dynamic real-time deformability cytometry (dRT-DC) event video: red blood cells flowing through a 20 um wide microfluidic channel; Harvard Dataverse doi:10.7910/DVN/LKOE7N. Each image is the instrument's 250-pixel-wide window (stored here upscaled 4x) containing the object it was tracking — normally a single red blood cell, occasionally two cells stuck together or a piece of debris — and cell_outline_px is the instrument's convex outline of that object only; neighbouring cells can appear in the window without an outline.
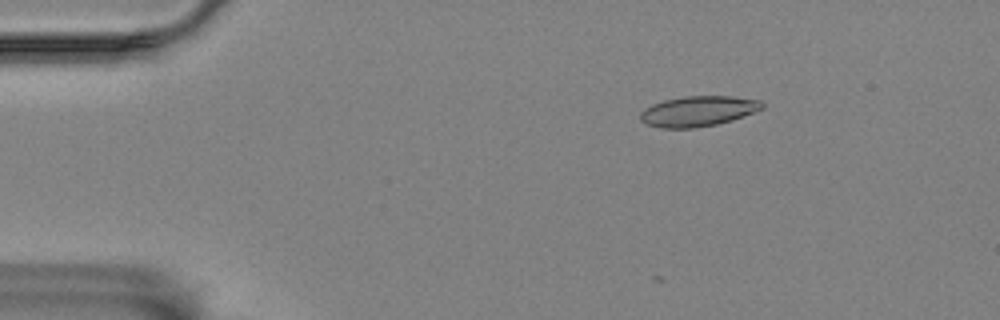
{"species": "Egyptian fruit bat (a non-hibernating species)", "species_latin": "Rousettus aegyptiacus", "temperature_condition": "room temperature", "stored_images_in_passage": 50, "camera_frame_rate_fps": 3000, "um_per_image_px": 0.085, "animal": {"sex": "female"}, "frame": {"image": 1, "passage_image": 1, "time_ms": 0.0, "image_size_px": [1000, 320], "cell_outline_px": [[764, 108], [732, 120], [716, 124], [692, 128], [664, 128], [648, 124], [640, 120], [640, 112], [644, 108], [652, 104], [664, 100], [684, 96], [732, 96], [760, 100], [764, 104]], "centroid_in_image_um": [59.33, 9.44], "position_along_channel_um": 25.7, "area_um2": 21.44}}
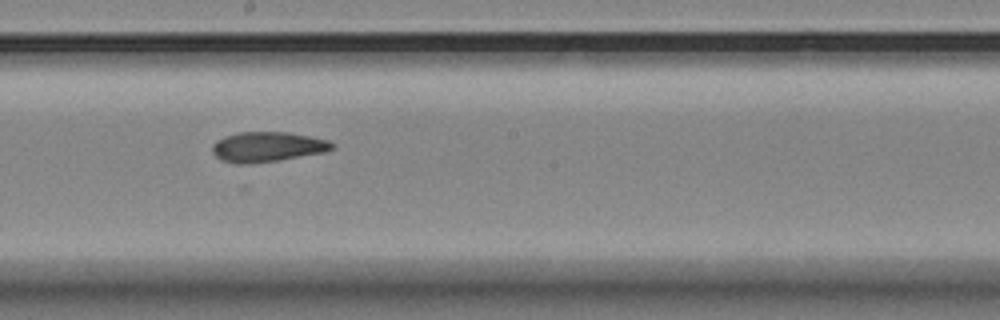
{"frame": {"image": 2, "passage_image": 24, "time_ms": 7.667, "image_size_px": [1000, 320], "cell_outline_px": [[332, 148], [324, 152], [280, 160], [252, 164], [236, 164], [220, 160], [212, 152], [212, 144], [216, 140], [224, 136], [236, 132], [288, 132], [328, 140], [332, 144]], "centroid_in_image_um": [22.65, 12.49], "position_along_channel_um": 225.6, "area_um2": 21.04}}
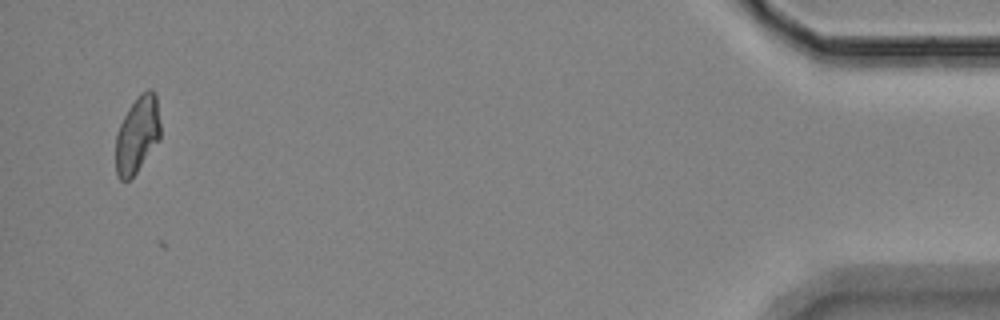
{"frame": {"image": 3, "passage_image": 48, "time_ms": 15.667, "image_size_px": [1000, 320], "cell_outline_px": [[160, 140], [136, 172], [128, 180], [120, 180], [116, 172], [116, 136], [120, 124], [128, 108], [140, 92], [148, 88], [152, 88], [156, 92], [160, 120]], "centroid_in_image_um": [11.7, 11.39], "position_along_channel_um": 423.5, "area_um2": 20.17}, "authors_computed_cell_mechanics": {"area_um2": 20.7502, "velocity_mm_per_s": 3.4646, "shape_relaxation_time_tau1_ms": 8.6224, "shape_relaxation_time_tau2_ms": 4.5401, "deformation_change_tau1": 0.2014, "deformation_change_tau2": 0.1006}}